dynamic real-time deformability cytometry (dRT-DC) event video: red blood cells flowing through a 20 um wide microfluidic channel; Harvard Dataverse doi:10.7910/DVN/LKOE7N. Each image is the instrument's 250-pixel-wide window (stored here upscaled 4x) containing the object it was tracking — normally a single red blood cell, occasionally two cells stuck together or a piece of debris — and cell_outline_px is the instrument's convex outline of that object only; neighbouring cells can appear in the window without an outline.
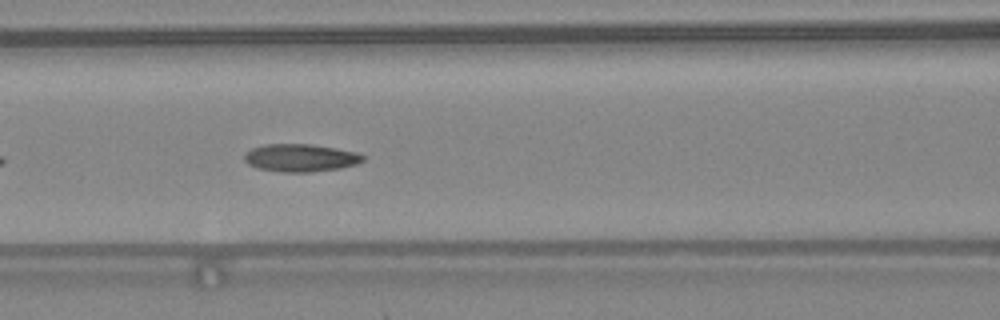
{"species": "common noctule bat (a hibernating species)", "species_latin": "Nyctalus noctula", "temperature_condition": "warm", "stored_images_in_passage": 11, "camera_frame_rate_fps": 3000, "um_per_image_px": 0.085, "animal": {"sex": "female", "body_mass_g": 24.6, "forearm_length_mm": 56.2}, "frame": {"image": 1, "passage_image": 8, "time_ms": 2.333, "image_size_px": [1000, 320], "cell_outline_px": [[364, 160], [356, 164], [340, 168], [308, 172], [280, 172], [256, 168], [248, 164], [244, 160], [244, 156], [252, 148], [264, 144], [312, 144], [336, 148], [356, 152], [364, 156]], "centroid_in_image_um": [25.53, 13.41], "position_along_channel_um": 141.1, "area_um2": 19.13}}